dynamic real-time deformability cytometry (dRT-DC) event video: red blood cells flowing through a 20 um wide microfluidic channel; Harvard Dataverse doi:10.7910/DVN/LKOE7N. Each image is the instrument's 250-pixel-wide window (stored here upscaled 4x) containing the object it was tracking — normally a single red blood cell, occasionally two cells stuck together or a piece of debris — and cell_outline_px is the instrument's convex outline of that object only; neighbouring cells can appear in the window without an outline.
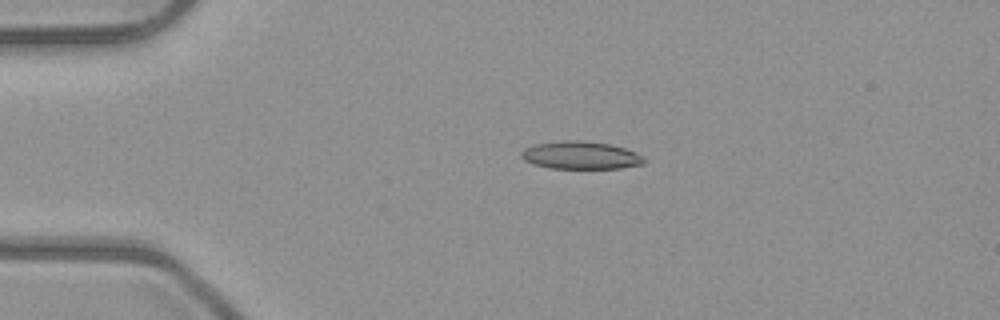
{"species": "common noctule bat (a hibernating species)", "species_latin": "Nyctalus noctula", "temperature_condition": "room temperature", "stored_images_in_passage": 51, "camera_frame_rate_fps": 3000, "um_per_image_px": 0.085, "animal": {"sex": "male", "body_mass_g": 23.1, "forearm_length_mm": 52.7}, "frame": {"image": 1, "passage_image": 11, "time_ms": 3.333, "image_size_px": [1000, 320], "cell_outline_px": [[644, 164], [620, 168], [548, 168], [524, 160], [520, 156], [520, 152], [524, 148], [536, 144], [564, 140], [584, 140], [608, 144], [624, 148], [636, 152], [644, 156]], "centroid_in_image_um": [49.36, 13.19], "position_along_channel_um": 35.6, "area_um2": 19.83}}
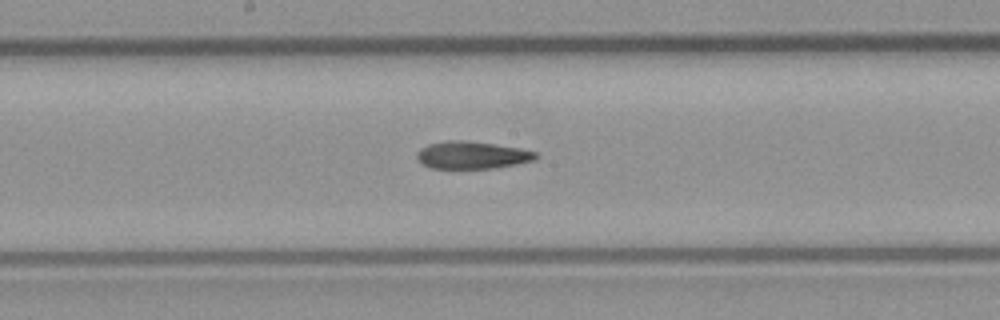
{"frame": {"image": 2, "passage_image": 27, "time_ms": 8.667, "image_size_px": [1000, 320], "cell_outline_px": [[540, 156], [536, 160], [516, 164], [492, 168], [432, 168], [420, 164], [416, 156], [416, 152], [420, 148], [428, 144], [448, 140], [464, 140], [520, 148], [536, 152]], "centroid_in_image_um": [40.1, 13.18], "position_along_channel_um": 208.1, "area_um2": 19.07}}
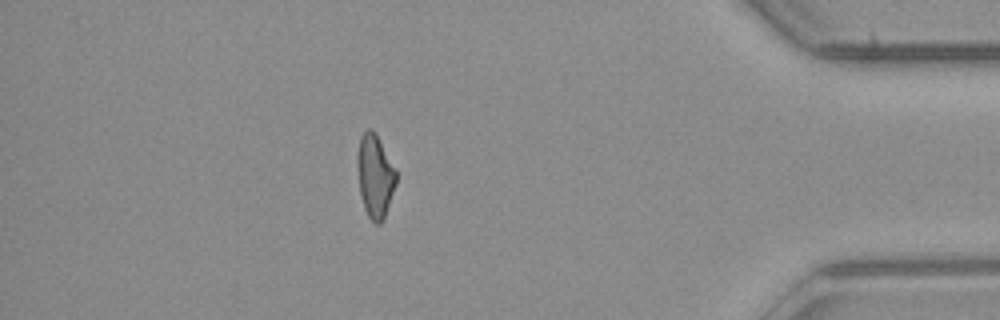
{"frame": {"image": 3, "passage_image": 45, "time_ms": 14.667, "image_size_px": [1000, 320], "cell_outline_px": [[396, 184], [384, 220], [380, 224], [376, 224], [368, 216], [364, 208], [360, 192], [356, 164], [356, 156], [360, 136], [368, 128], [372, 128], [376, 132], [396, 168]], "centroid_in_image_um": [31.88, 14.93], "position_along_channel_um": 403.3, "area_um2": 19.19}, "authors_computed_cell_mechanics": {"area_um2": 19.3052, "velocity_mm_per_s": 3.9946, "shape_relaxation_time_tau1_ms": null, "shape_relaxation_time_tau2_ms": 7.0611, "deformation_change_tau1": null, "deformation_change_tau2": 0.1984}}